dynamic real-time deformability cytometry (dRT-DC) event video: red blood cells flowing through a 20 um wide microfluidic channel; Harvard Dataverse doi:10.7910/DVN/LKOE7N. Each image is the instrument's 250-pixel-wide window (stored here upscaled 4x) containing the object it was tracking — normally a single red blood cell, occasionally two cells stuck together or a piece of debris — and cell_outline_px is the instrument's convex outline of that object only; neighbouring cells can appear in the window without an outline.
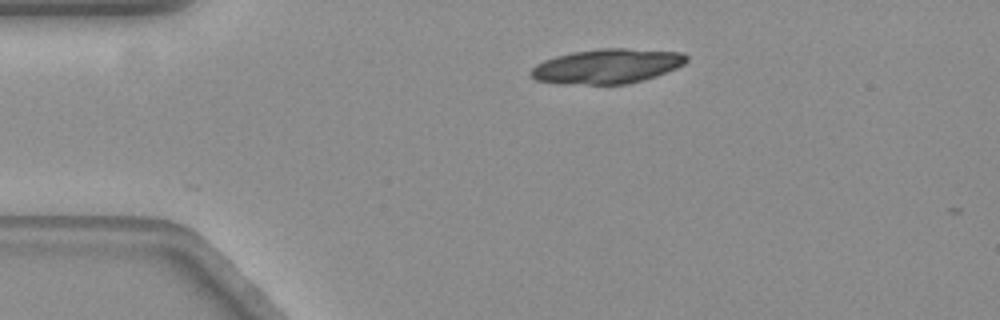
{"species": "common noctule bat (a hibernating species)", "species_latin": "Nyctalus noctula", "temperature_condition": "warm", "stored_images_in_passage": 3, "camera_frame_rate_fps": 3000, "um_per_image_px": 0.085, "animal": {"sex": "female", "body_mass_g": 19.3, "forearm_length_mm": 54.1}, "frame": {"image": 1, "passage_image": 1, "time_ms": 0.0, "image_size_px": [1000, 320], "cell_outline_px": [[688, 60], [684, 64], [676, 68], [656, 76], [628, 84], [556, 84], [536, 80], [528, 72], [536, 64], [544, 60], [556, 56], [572, 52], [604, 48], [624, 48], [680, 52], [688, 56]], "centroid_in_image_um": [51.58, 5.63], "position_along_channel_um": 33.4, "area_um2": 31.5}}